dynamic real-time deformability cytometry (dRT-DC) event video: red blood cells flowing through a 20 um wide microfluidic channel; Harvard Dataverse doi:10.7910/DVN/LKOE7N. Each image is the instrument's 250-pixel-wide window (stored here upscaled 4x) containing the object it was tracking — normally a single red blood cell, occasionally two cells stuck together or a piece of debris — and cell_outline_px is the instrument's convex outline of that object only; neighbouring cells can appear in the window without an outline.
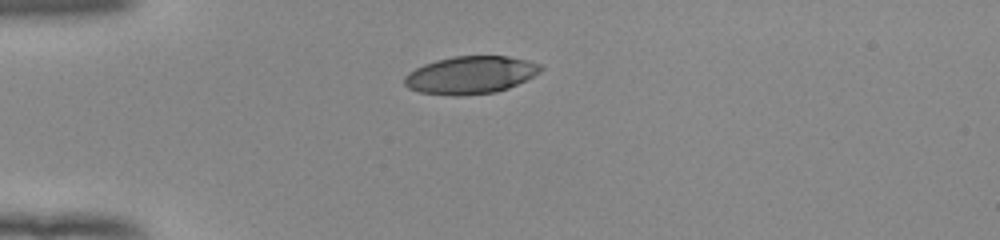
{"species": "human", "species_latin": "Homo sapiens", "temperature_condition": "room temperature", "stored_images_in_passage": 39, "camera_frame_rate_fps": 3000, "um_per_image_px": 0.085, "donor": {"sex": "female"}, "frame": {"image": 1, "passage_image": 1, "time_ms": 0.0, "image_size_px": [1000, 240], "cell_outline_px": [[544, 68], [540, 72], [508, 88], [496, 92], [464, 96], [456, 96], [420, 92], [408, 88], [404, 84], [404, 76], [408, 72], [424, 64], [436, 60], [452, 56], [508, 56], [540, 64]], "centroid_in_image_um": [39.96, 6.38], "position_along_channel_um": 45.0, "area_um2": 29.82}}
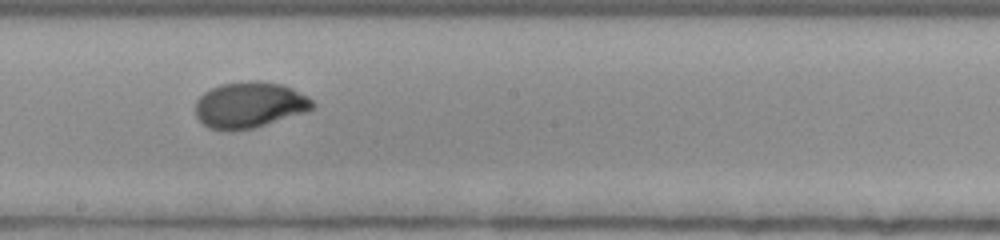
{"frame": {"image": 2, "passage_image": 17, "time_ms": 5.333, "image_size_px": [1000, 240], "cell_outline_px": [[316, 104], [308, 112], [252, 128], [228, 132], [208, 128], [196, 116], [196, 100], [204, 92], [220, 84], [248, 80], [260, 80], [284, 84], [308, 96]], "centroid_in_image_um": [21.22, 8.91], "position_along_channel_um": 227.0, "area_um2": 31.85}}
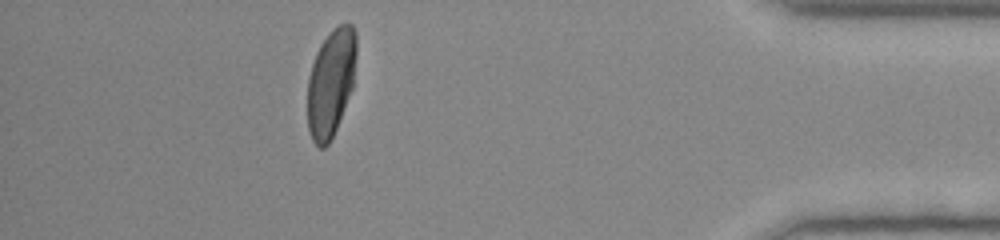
{"frame": {"image": 3, "passage_image": 34, "time_ms": 11.0, "image_size_px": [1000, 240], "cell_outline_px": [[356, 56], [352, 88], [336, 128], [328, 144], [324, 148], [320, 148], [312, 140], [308, 128], [308, 76], [316, 52], [320, 44], [328, 32], [340, 24], [352, 24], [356, 32]], "centroid_in_image_um": [28.12, 6.99], "position_along_channel_um": 407.1, "area_um2": 30.52}, "authors_computed_cell_mechanics": {"area_um2": 31.1542, "velocity_mm_per_s": 3.9315, "shape_relaxation_time_tau1_ms": 3.7437, "shape_relaxation_time_tau2_ms": null, "deformation_change_tau1": 0.1857, "deformation_change_tau2": null}}